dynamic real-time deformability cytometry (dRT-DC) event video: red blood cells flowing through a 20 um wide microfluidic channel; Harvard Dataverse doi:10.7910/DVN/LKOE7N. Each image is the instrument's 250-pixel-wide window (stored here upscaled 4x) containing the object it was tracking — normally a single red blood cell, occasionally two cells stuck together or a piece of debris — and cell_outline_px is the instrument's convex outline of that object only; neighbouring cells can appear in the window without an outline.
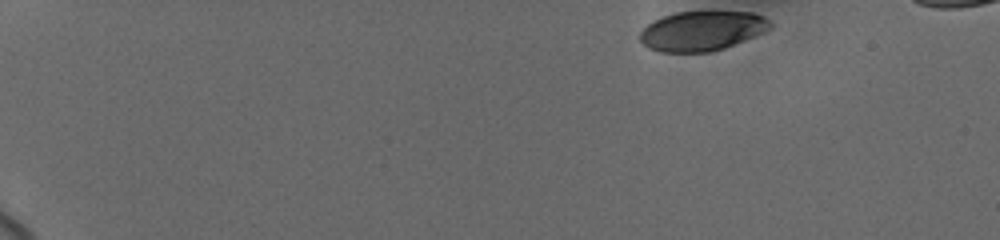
{"species": "human", "species_latin": "Homo sapiens", "temperature_condition": "cold", "stored_images_in_passage": 30, "camera_frame_rate_fps": 3000, "um_per_image_px": 0.085, "donor": {"sex": "female"}, "frame": {"image": 1, "passage_image": 1, "time_ms": 0.0, "image_size_px": [1000, 240], "cell_outline_px": [[772, 28], [764, 32], [724, 48], [708, 52], [660, 52], [648, 48], [640, 40], [640, 32], [652, 20], [676, 12], [752, 12], [764, 16], [772, 24]], "centroid_in_image_um": [59.66, 2.62], "position_along_channel_um": 25.3, "area_um2": 30.0}}
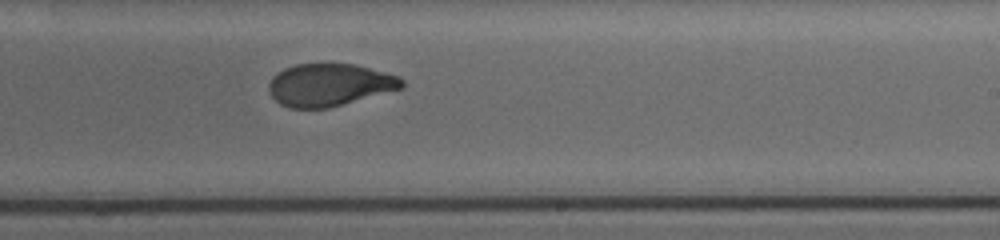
{"frame": {"image": 2, "passage_image": 18, "time_ms": 10.0, "image_size_px": [1000, 240], "cell_outline_px": [[404, 88], [328, 108], [288, 108], [280, 104], [268, 92], [268, 84], [272, 76], [276, 72], [284, 68], [296, 64], [332, 60], [356, 64], [400, 76], [404, 80]], "centroid_in_image_um": [28.0, 7.16], "position_along_channel_um": 261.0, "area_um2": 34.04}}
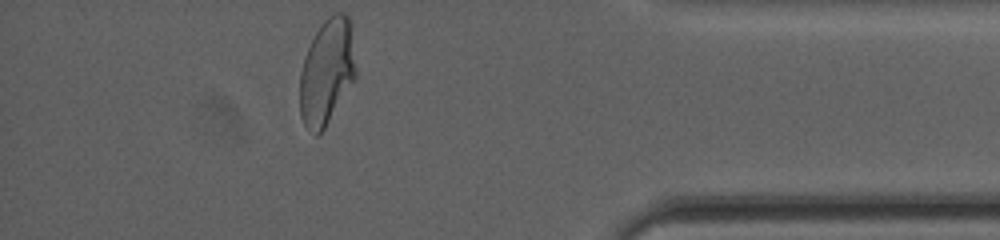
{"frame": {"image": 3, "passage_image": 30, "time_ms": 14.667, "image_size_px": [1000, 240], "cell_outline_px": [[356, 80], [324, 128], [316, 136], [304, 124], [300, 116], [300, 72], [304, 56], [320, 24], [332, 12], [344, 12], [348, 16], [356, 68]], "centroid_in_image_um": [27.78, 6.11], "position_along_channel_um": 407.4, "area_um2": 34.51}, "authors_computed_cell_mechanics": {"area_um2": 34.0731, "velocity_mm_per_s": 3.6751, "shape_relaxation_time_tau1_ms": 4.1622, "shape_relaxation_time_tau2_ms": 0.9089, "deformation_change_tau1": 0.1615, "deformation_change_tau2": 0.0533}}